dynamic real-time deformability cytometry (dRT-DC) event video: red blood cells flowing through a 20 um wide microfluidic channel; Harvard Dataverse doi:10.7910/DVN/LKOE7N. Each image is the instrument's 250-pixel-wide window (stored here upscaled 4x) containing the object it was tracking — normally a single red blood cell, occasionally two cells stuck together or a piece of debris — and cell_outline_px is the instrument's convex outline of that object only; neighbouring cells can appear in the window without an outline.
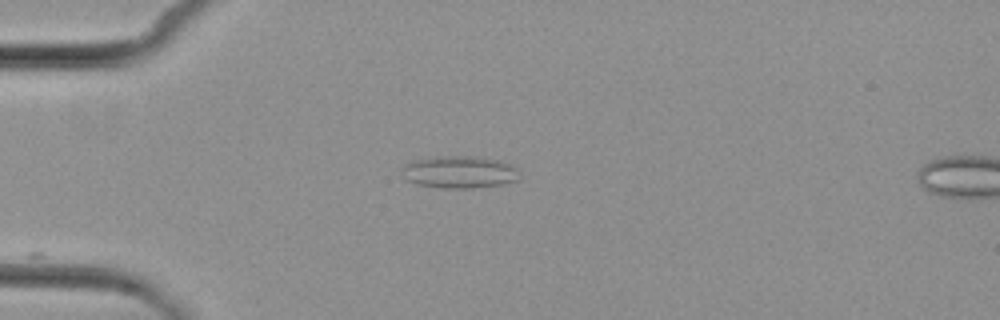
{"species": "common noctule bat (a hibernating species)", "species_latin": "Nyctalus noctula", "temperature_condition": "cold", "stored_images_in_passage": 5, "camera_frame_rate_fps": 3000, "um_per_image_px": 0.085, "animal": {"sex": "female", "body_mass_g": 29.2, "forearm_length_mm": 56.3}, "frame": {"image": 1, "passage_image": 4, "time_ms": 3.667, "image_size_px": [1000, 320], "cell_outline_px": [[520, 180], [504, 184], [472, 188], [440, 188], [416, 184], [404, 180], [400, 168], [404, 164], [412, 160], [436, 156], [476, 156], [500, 160], [512, 164], [516, 168], [520, 176]], "centroid_in_image_um": [39.03, 14.62], "position_along_channel_um": 46.0, "area_um2": 22.72}}